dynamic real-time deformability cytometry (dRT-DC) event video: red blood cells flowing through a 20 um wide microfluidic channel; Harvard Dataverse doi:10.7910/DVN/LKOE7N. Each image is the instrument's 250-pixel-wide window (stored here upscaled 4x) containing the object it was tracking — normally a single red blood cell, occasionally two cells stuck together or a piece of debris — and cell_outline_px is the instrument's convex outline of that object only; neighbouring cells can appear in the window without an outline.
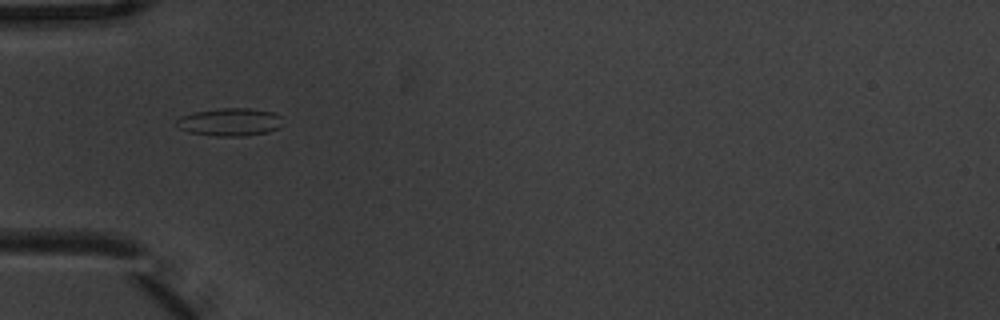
{"species": "common noctule bat (a hibernating species)", "species_latin": "Nyctalus noctula", "temperature_condition": "warm", "stored_images_in_passage": 4, "camera_frame_rate_fps": 3000, "um_per_image_px": 0.085, "animal": {"sex": "male", "body_mass_g": 20.1, "forearm_length_mm": 53.5}, "frame": {"image": 1, "passage_image": 2, "time_ms": 0.333, "image_size_px": [1000, 320], "cell_outline_px": [[280, 128], [268, 132], [240, 136], [216, 136], [188, 132], [180, 128], [176, 124], [176, 120], [180, 116], [196, 112], [220, 108], [248, 108], [272, 112], [280, 116]], "centroid_in_image_um": [19.52, 10.37], "position_along_channel_um": 65.5, "area_um2": 17.05}}
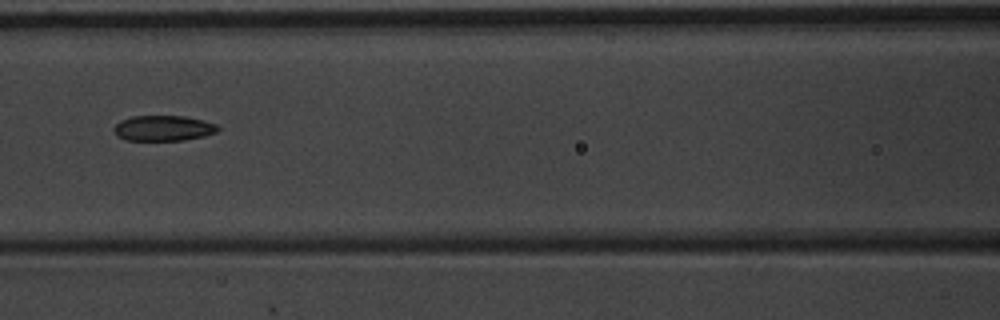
{"frame": {"image": 2, "passage_image": 4, "time_ms": 1.0, "image_size_px": [1000, 320], "cell_outline_px": [[220, 128], [216, 132], [204, 136], [184, 140], [124, 140], [116, 136], [112, 128], [120, 120], [132, 116], [184, 116], [216, 124]], "centroid_in_image_um": [13.83, 10.9], "position_along_channel_um": 152.8, "area_um2": 15.43}}